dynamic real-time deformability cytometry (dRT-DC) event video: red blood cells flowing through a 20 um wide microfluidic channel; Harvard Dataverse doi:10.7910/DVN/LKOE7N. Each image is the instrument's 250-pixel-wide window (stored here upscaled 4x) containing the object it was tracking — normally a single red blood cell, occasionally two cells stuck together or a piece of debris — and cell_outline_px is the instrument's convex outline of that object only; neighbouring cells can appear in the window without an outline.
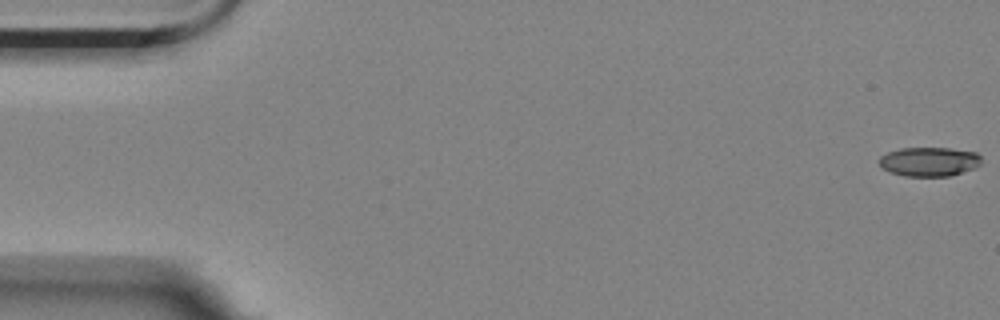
{"species": "Egyptian fruit bat (a non-hibernating species)", "species_latin": "Rousettus aegyptiacus", "temperature_condition": "room temperature", "stored_images_in_passage": 9, "camera_frame_rate_fps": 3000, "um_per_image_px": 0.085, "animal": {"sex": "female"}, "frame": {"image": 1, "passage_image": 1, "time_ms": 0.0, "image_size_px": [1000, 320], "cell_outline_px": [[980, 164], [976, 168], [948, 176], [904, 176], [888, 172], [880, 168], [876, 160], [880, 156], [888, 152], [900, 148], [948, 148], [976, 152], [980, 156]], "centroid_in_image_um": [78.91, 13.74], "position_along_channel_um": 6.1, "area_um2": 17.63}}